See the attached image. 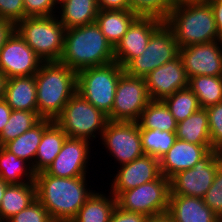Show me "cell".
I'll return each mask as SVG.
<instances>
[{
  "label": "cell",
  "instance_id": "obj_1",
  "mask_svg": "<svg viewBox=\"0 0 222 222\" xmlns=\"http://www.w3.org/2000/svg\"><path fill=\"white\" fill-rule=\"evenodd\" d=\"M86 176L55 177L46 171L35 174L36 198L54 222H71L95 190H89Z\"/></svg>",
  "mask_w": 222,
  "mask_h": 222
},
{
  "label": "cell",
  "instance_id": "obj_2",
  "mask_svg": "<svg viewBox=\"0 0 222 222\" xmlns=\"http://www.w3.org/2000/svg\"><path fill=\"white\" fill-rule=\"evenodd\" d=\"M164 22L172 30L179 48L222 40L212 7L206 0L175 2Z\"/></svg>",
  "mask_w": 222,
  "mask_h": 222
},
{
  "label": "cell",
  "instance_id": "obj_3",
  "mask_svg": "<svg viewBox=\"0 0 222 222\" xmlns=\"http://www.w3.org/2000/svg\"><path fill=\"white\" fill-rule=\"evenodd\" d=\"M35 80L37 113L54 121L76 93L77 72L59 61L43 62Z\"/></svg>",
  "mask_w": 222,
  "mask_h": 222
},
{
  "label": "cell",
  "instance_id": "obj_4",
  "mask_svg": "<svg viewBox=\"0 0 222 222\" xmlns=\"http://www.w3.org/2000/svg\"><path fill=\"white\" fill-rule=\"evenodd\" d=\"M115 61L114 48L96 22L67 29L59 62L78 72Z\"/></svg>",
  "mask_w": 222,
  "mask_h": 222
},
{
  "label": "cell",
  "instance_id": "obj_5",
  "mask_svg": "<svg viewBox=\"0 0 222 222\" xmlns=\"http://www.w3.org/2000/svg\"><path fill=\"white\" fill-rule=\"evenodd\" d=\"M14 29L43 62L60 60L66 29L56 15L26 17Z\"/></svg>",
  "mask_w": 222,
  "mask_h": 222
},
{
  "label": "cell",
  "instance_id": "obj_6",
  "mask_svg": "<svg viewBox=\"0 0 222 222\" xmlns=\"http://www.w3.org/2000/svg\"><path fill=\"white\" fill-rule=\"evenodd\" d=\"M124 68L117 62L77 72L76 92L107 116L112 110L117 83Z\"/></svg>",
  "mask_w": 222,
  "mask_h": 222
},
{
  "label": "cell",
  "instance_id": "obj_7",
  "mask_svg": "<svg viewBox=\"0 0 222 222\" xmlns=\"http://www.w3.org/2000/svg\"><path fill=\"white\" fill-rule=\"evenodd\" d=\"M54 121L69 138L90 142L98 136L101 138L109 120L106 114L76 92Z\"/></svg>",
  "mask_w": 222,
  "mask_h": 222
},
{
  "label": "cell",
  "instance_id": "obj_8",
  "mask_svg": "<svg viewBox=\"0 0 222 222\" xmlns=\"http://www.w3.org/2000/svg\"><path fill=\"white\" fill-rule=\"evenodd\" d=\"M169 196L170 179L161 174L154 181L123 191L116 199L121 209L151 217L167 213Z\"/></svg>",
  "mask_w": 222,
  "mask_h": 222
},
{
  "label": "cell",
  "instance_id": "obj_9",
  "mask_svg": "<svg viewBox=\"0 0 222 222\" xmlns=\"http://www.w3.org/2000/svg\"><path fill=\"white\" fill-rule=\"evenodd\" d=\"M179 47L172 30L165 22L151 35L144 52L135 57L124 71L131 76L145 78L150 72L175 59Z\"/></svg>",
  "mask_w": 222,
  "mask_h": 222
},
{
  "label": "cell",
  "instance_id": "obj_10",
  "mask_svg": "<svg viewBox=\"0 0 222 222\" xmlns=\"http://www.w3.org/2000/svg\"><path fill=\"white\" fill-rule=\"evenodd\" d=\"M150 101L145 78L131 76L124 71L117 83L108 120L137 122Z\"/></svg>",
  "mask_w": 222,
  "mask_h": 222
},
{
  "label": "cell",
  "instance_id": "obj_11",
  "mask_svg": "<svg viewBox=\"0 0 222 222\" xmlns=\"http://www.w3.org/2000/svg\"><path fill=\"white\" fill-rule=\"evenodd\" d=\"M221 164L220 152L211 150L193 168L180 171L170 178V195H185L203 199Z\"/></svg>",
  "mask_w": 222,
  "mask_h": 222
},
{
  "label": "cell",
  "instance_id": "obj_12",
  "mask_svg": "<svg viewBox=\"0 0 222 222\" xmlns=\"http://www.w3.org/2000/svg\"><path fill=\"white\" fill-rule=\"evenodd\" d=\"M100 140L120 166L145 155L137 122L108 121Z\"/></svg>",
  "mask_w": 222,
  "mask_h": 222
},
{
  "label": "cell",
  "instance_id": "obj_13",
  "mask_svg": "<svg viewBox=\"0 0 222 222\" xmlns=\"http://www.w3.org/2000/svg\"><path fill=\"white\" fill-rule=\"evenodd\" d=\"M43 60L26 44L14 29L0 49V70L6 79L34 76Z\"/></svg>",
  "mask_w": 222,
  "mask_h": 222
},
{
  "label": "cell",
  "instance_id": "obj_14",
  "mask_svg": "<svg viewBox=\"0 0 222 222\" xmlns=\"http://www.w3.org/2000/svg\"><path fill=\"white\" fill-rule=\"evenodd\" d=\"M179 56L188 78L222 76V40L179 48Z\"/></svg>",
  "mask_w": 222,
  "mask_h": 222
},
{
  "label": "cell",
  "instance_id": "obj_15",
  "mask_svg": "<svg viewBox=\"0 0 222 222\" xmlns=\"http://www.w3.org/2000/svg\"><path fill=\"white\" fill-rule=\"evenodd\" d=\"M164 23L155 17L138 16L114 47L115 62L125 68L147 47L151 35Z\"/></svg>",
  "mask_w": 222,
  "mask_h": 222
},
{
  "label": "cell",
  "instance_id": "obj_16",
  "mask_svg": "<svg viewBox=\"0 0 222 222\" xmlns=\"http://www.w3.org/2000/svg\"><path fill=\"white\" fill-rule=\"evenodd\" d=\"M90 144L84 139L67 137L53 163L45 171L55 177L87 176Z\"/></svg>",
  "mask_w": 222,
  "mask_h": 222
},
{
  "label": "cell",
  "instance_id": "obj_17",
  "mask_svg": "<svg viewBox=\"0 0 222 222\" xmlns=\"http://www.w3.org/2000/svg\"><path fill=\"white\" fill-rule=\"evenodd\" d=\"M145 81L151 100H163L176 91L188 87L189 84V78L179 55L150 72Z\"/></svg>",
  "mask_w": 222,
  "mask_h": 222
},
{
  "label": "cell",
  "instance_id": "obj_18",
  "mask_svg": "<svg viewBox=\"0 0 222 222\" xmlns=\"http://www.w3.org/2000/svg\"><path fill=\"white\" fill-rule=\"evenodd\" d=\"M111 183V191L116 198L123 192L149 181L156 180L160 175L159 159L144 155L130 163L120 166Z\"/></svg>",
  "mask_w": 222,
  "mask_h": 222
},
{
  "label": "cell",
  "instance_id": "obj_19",
  "mask_svg": "<svg viewBox=\"0 0 222 222\" xmlns=\"http://www.w3.org/2000/svg\"><path fill=\"white\" fill-rule=\"evenodd\" d=\"M211 150V144H192L176 139L172 147L159 159L160 173L170 179L180 171L193 168Z\"/></svg>",
  "mask_w": 222,
  "mask_h": 222
},
{
  "label": "cell",
  "instance_id": "obj_20",
  "mask_svg": "<svg viewBox=\"0 0 222 222\" xmlns=\"http://www.w3.org/2000/svg\"><path fill=\"white\" fill-rule=\"evenodd\" d=\"M167 214L174 222H220L202 198L185 195H170Z\"/></svg>",
  "mask_w": 222,
  "mask_h": 222
},
{
  "label": "cell",
  "instance_id": "obj_21",
  "mask_svg": "<svg viewBox=\"0 0 222 222\" xmlns=\"http://www.w3.org/2000/svg\"><path fill=\"white\" fill-rule=\"evenodd\" d=\"M3 99L12 110L37 111L35 75L6 79Z\"/></svg>",
  "mask_w": 222,
  "mask_h": 222
},
{
  "label": "cell",
  "instance_id": "obj_22",
  "mask_svg": "<svg viewBox=\"0 0 222 222\" xmlns=\"http://www.w3.org/2000/svg\"><path fill=\"white\" fill-rule=\"evenodd\" d=\"M58 4L56 16L66 30L94 23L99 13L97 0H59Z\"/></svg>",
  "mask_w": 222,
  "mask_h": 222
},
{
  "label": "cell",
  "instance_id": "obj_23",
  "mask_svg": "<svg viewBox=\"0 0 222 222\" xmlns=\"http://www.w3.org/2000/svg\"><path fill=\"white\" fill-rule=\"evenodd\" d=\"M67 137L55 121L45 128L33 163L35 174L45 171L53 163Z\"/></svg>",
  "mask_w": 222,
  "mask_h": 222
},
{
  "label": "cell",
  "instance_id": "obj_24",
  "mask_svg": "<svg viewBox=\"0 0 222 222\" xmlns=\"http://www.w3.org/2000/svg\"><path fill=\"white\" fill-rule=\"evenodd\" d=\"M137 17L131 10H99L95 22L114 48Z\"/></svg>",
  "mask_w": 222,
  "mask_h": 222
},
{
  "label": "cell",
  "instance_id": "obj_25",
  "mask_svg": "<svg viewBox=\"0 0 222 222\" xmlns=\"http://www.w3.org/2000/svg\"><path fill=\"white\" fill-rule=\"evenodd\" d=\"M35 183L9 184L0 206V217L7 222L36 200Z\"/></svg>",
  "mask_w": 222,
  "mask_h": 222
},
{
  "label": "cell",
  "instance_id": "obj_26",
  "mask_svg": "<svg viewBox=\"0 0 222 222\" xmlns=\"http://www.w3.org/2000/svg\"><path fill=\"white\" fill-rule=\"evenodd\" d=\"M52 122L49 119H41L30 130L19 137L5 143L3 147L18 158L28 162L33 169L34 159L45 128Z\"/></svg>",
  "mask_w": 222,
  "mask_h": 222
},
{
  "label": "cell",
  "instance_id": "obj_27",
  "mask_svg": "<svg viewBox=\"0 0 222 222\" xmlns=\"http://www.w3.org/2000/svg\"><path fill=\"white\" fill-rule=\"evenodd\" d=\"M109 194L94 191L71 222H109L117 206L116 197Z\"/></svg>",
  "mask_w": 222,
  "mask_h": 222
},
{
  "label": "cell",
  "instance_id": "obj_28",
  "mask_svg": "<svg viewBox=\"0 0 222 222\" xmlns=\"http://www.w3.org/2000/svg\"><path fill=\"white\" fill-rule=\"evenodd\" d=\"M0 179L9 184L35 183V173L28 162L0 146Z\"/></svg>",
  "mask_w": 222,
  "mask_h": 222
},
{
  "label": "cell",
  "instance_id": "obj_29",
  "mask_svg": "<svg viewBox=\"0 0 222 222\" xmlns=\"http://www.w3.org/2000/svg\"><path fill=\"white\" fill-rule=\"evenodd\" d=\"M176 136L177 139L192 144H211L206 109L200 108L185 120L177 123Z\"/></svg>",
  "mask_w": 222,
  "mask_h": 222
},
{
  "label": "cell",
  "instance_id": "obj_30",
  "mask_svg": "<svg viewBox=\"0 0 222 222\" xmlns=\"http://www.w3.org/2000/svg\"><path fill=\"white\" fill-rule=\"evenodd\" d=\"M139 129L176 132L177 122L162 100H151L137 121Z\"/></svg>",
  "mask_w": 222,
  "mask_h": 222
},
{
  "label": "cell",
  "instance_id": "obj_31",
  "mask_svg": "<svg viewBox=\"0 0 222 222\" xmlns=\"http://www.w3.org/2000/svg\"><path fill=\"white\" fill-rule=\"evenodd\" d=\"M188 87L196 95L201 108L222 102V76H194L189 78Z\"/></svg>",
  "mask_w": 222,
  "mask_h": 222
},
{
  "label": "cell",
  "instance_id": "obj_32",
  "mask_svg": "<svg viewBox=\"0 0 222 222\" xmlns=\"http://www.w3.org/2000/svg\"><path fill=\"white\" fill-rule=\"evenodd\" d=\"M142 149L145 155L160 159L177 139L176 132L159 129H140Z\"/></svg>",
  "mask_w": 222,
  "mask_h": 222
},
{
  "label": "cell",
  "instance_id": "obj_33",
  "mask_svg": "<svg viewBox=\"0 0 222 222\" xmlns=\"http://www.w3.org/2000/svg\"><path fill=\"white\" fill-rule=\"evenodd\" d=\"M40 120L37 111L12 110L8 122L0 133V146L30 130Z\"/></svg>",
  "mask_w": 222,
  "mask_h": 222
},
{
  "label": "cell",
  "instance_id": "obj_34",
  "mask_svg": "<svg viewBox=\"0 0 222 222\" xmlns=\"http://www.w3.org/2000/svg\"><path fill=\"white\" fill-rule=\"evenodd\" d=\"M162 101L168 107L177 123L185 120L201 108L196 95L189 87L176 91Z\"/></svg>",
  "mask_w": 222,
  "mask_h": 222
},
{
  "label": "cell",
  "instance_id": "obj_35",
  "mask_svg": "<svg viewBox=\"0 0 222 222\" xmlns=\"http://www.w3.org/2000/svg\"><path fill=\"white\" fill-rule=\"evenodd\" d=\"M132 12L142 17H155L165 21L175 5L174 0H128Z\"/></svg>",
  "mask_w": 222,
  "mask_h": 222
},
{
  "label": "cell",
  "instance_id": "obj_36",
  "mask_svg": "<svg viewBox=\"0 0 222 222\" xmlns=\"http://www.w3.org/2000/svg\"><path fill=\"white\" fill-rule=\"evenodd\" d=\"M208 114L212 150L222 149V102L205 108Z\"/></svg>",
  "mask_w": 222,
  "mask_h": 222
},
{
  "label": "cell",
  "instance_id": "obj_37",
  "mask_svg": "<svg viewBox=\"0 0 222 222\" xmlns=\"http://www.w3.org/2000/svg\"><path fill=\"white\" fill-rule=\"evenodd\" d=\"M7 222H54L47 209L36 199Z\"/></svg>",
  "mask_w": 222,
  "mask_h": 222
},
{
  "label": "cell",
  "instance_id": "obj_38",
  "mask_svg": "<svg viewBox=\"0 0 222 222\" xmlns=\"http://www.w3.org/2000/svg\"><path fill=\"white\" fill-rule=\"evenodd\" d=\"M203 200L217 216L222 218V164L218 167L213 183Z\"/></svg>",
  "mask_w": 222,
  "mask_h": 222
},
{
  "label": "cell",
  "instance_id": "obj_39",
  "mask_svg": "<svg viewBox=\"0 0 222 222\" xmlns=\"http://www.w3.org/2000/svg\"><path fill=\"white\" fill-rule=\"evenodd\" d=\"M26 17H47L57 15L59 0H23ZM56 8V9H55Z\"/></svg>",
  "mask_w": 222,
  "mask_h": 222
},
{
  "label": "cell",
  "instance_id": "obj_40",
  "mask_svg": "<svg viewBox=\"0 0 222 222\" xmlns=\"http://www.w3.org/2000/svg\"><path fill=\"white\" fill-rule=\"evenodd\" d=\"M25 18L23 0H0V19L14 26Z\"/></svg>",
  "mask_w": 222,
  "mask_h": 222
},
{
  "label": "cell",
  "instance_id": "obj_41",
  "mask_svg": "<svg viewBox=\"0 0 222 222\" xmlns=\"http://www.w3.org/2000/svg\"><path fill=\"white\" fill-rule=\"evenodd\" d=\"M147 218L144 214L126 211L117 205L112 212L109 222H146Z\"/></svg>",
  "mask_w": 222,
  "mask_h": 222
},
{
  "label": "cell",
  "instance_id": "obj_42",
  "mask_svg": "<svg viewBox=\"0 0 222 222\" xmlns=\"http://www.w3.org/2000/svg\"><path fill=\"white\" fill-rule=\"evenodd\" d=\"M99 10H130L128 0H97Z\"/></svg>",
  "mask_w": 222,
  "mask_h": 222
},
{
  "label": "cell",
  "instance_id": "obj_43",
  "mask_svg": "<svg viewBox=\"0 0 222 222\" xmlns=\"http://www.w3.org/2000/svg\"><path fill=\"white\" fill-rule=\"evenodd\" d=\"M206 1L212 7L215 17L216 29L220 38L222 39V0H206Z\"/></svg>",
  "mask_w": 222,
  "mask_h": 222
},
{
  "label": "cell",
  "instance_id": "obj_44",
  "mask_svg": "<svg viewBox=\"0 0 222 222\" xmlns=\"http://www.w3.org/2000/svg\"><path fill=\"white\" fill-rule=\"evenodd\" d=\"M12 108L4 99H0V133L8 122Z\"/></svg>",
  "mask_w": 222,
  "mask_h": 222
},
{
  "label": "cell",
  "instance_id": "obj_45",
  "mask_svg": "<svg viewBox=\"0 0 222 222\" xmlns=\"http://www.w3.org/2000/svg\"><path fill=\"white\" fill-rule=\"evenodd\" d=\"M14 30V25L6 20L0 19V49L5 43L7 37L12 33Z\"/></svg>",
  "mask_w": 222,
  "mask_h": 222
},
{
  "label": "cell",
  "instance_id": "obj_46",
  "mask_svg": "<svg viewBox=\"0 0 222 222\" xmlns=\"http://www.w3.org/2000/svg\"><path fill=\"white\" fill-rule=\"evenodd\" d=\"M146 222H174V221L167 213H164L161 215L148 217L146 219Z\"/></svg>",
  "mask_w": 222,
  "mask_h": 222
},
{
  "label": "cell",
  "instance_id": "obj_47",
  "mask_svg": "<svg viewBox=\"0 0 222 222\" xmlns=\"http://www.w3.org/2000/svg\"><path fill=\"white\" fill-rule=\"evenodd\" d=\"M5 83H6V77L0 70V99L4 98Z\"/></svg>",
  "mask_w": 222,
  "mask_h": 222
},
{
  "label": "cell",
  "instance_id": "obj_48",
  "mask_svg": "<svg viewBox=\"0 0 222 222\" xmlns=\"http://www.w3.org/2000/svg\"><path fill=\"white\" fill-rule=\"evenodd\" d=\"M8 185H9V183L4 182L2 179H0V206H1V203H2V198L4 196L5 190H6Z\"/></svg>",
  "mask_w": 222,
  "mask_h": 222
},
{
  "label": "cell",
  "instance_id": "obj_49",
  "mask_svg": "<svg viewBox=\"0 0 222 222\" xmlns=\"http://www.w3.org/2000/svg\"><path fill=\"white\" fill-rule=\"evenodd\" d=\"M175 2H181V1H194V0H174Z\"/></svg>",
  "mask_w": 222,
  "mask_h": 222
}]
</instances>
